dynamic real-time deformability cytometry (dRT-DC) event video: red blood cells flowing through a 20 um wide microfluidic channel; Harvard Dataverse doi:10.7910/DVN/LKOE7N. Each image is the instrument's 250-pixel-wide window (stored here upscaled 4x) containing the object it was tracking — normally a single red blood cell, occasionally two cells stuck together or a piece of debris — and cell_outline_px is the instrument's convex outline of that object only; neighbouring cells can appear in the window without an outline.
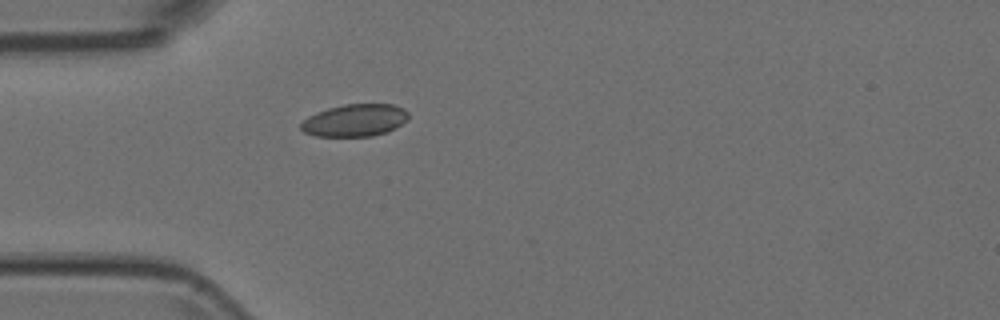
{"species": "Egyptian fruit bat (a non-hibernating species)", "species_latin": "Rousettus aegyptiacus", "temperature_condition": "room temperature", "stored_images_in_passage": 40, "camera_frame_rate_fps": 3000, "um_per_image_px": 0.085, "animal": {"sex": "female"}, "frame": {"image": 1, "passage_image": 1, "time_ms": 0.0, "image_size_px": [1000, 320], "cell_outline_px": [[408, 120], [388, 132], [372, 136], [316, 136], [304, 132], [300, 128], [300, 124], [308, 116], [316, 112], [328, 108], [344, 104], [392, 104], [404, 108], [408, 112]], "centroid_in_image_um": [30.17, 10.22], "position_along_channel_um": 54.8, "area_um2": 20.35}}
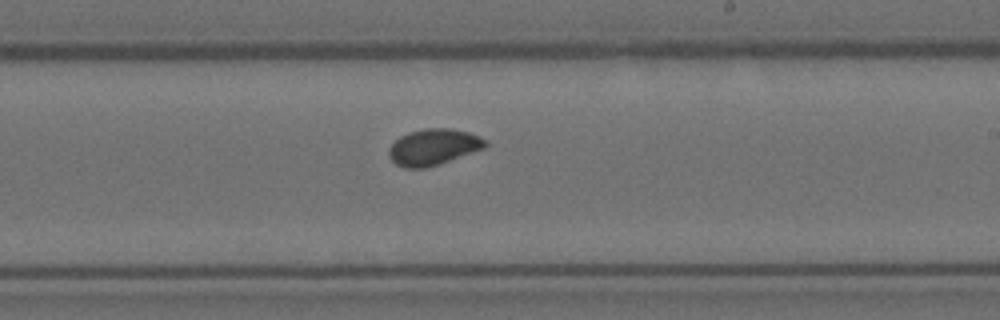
{"frame": {"image": 2, "passage_image": 17, "time_ms": 5.333, "image_size_px": [1000, 320], "cell_outline_px": [[488, 144], [484, 148], [440, 164], [424, 168], [404, 168], [396, 164], [388, 156], [388, 148], [400, 136], [408, 132], [424, 128], [448, 128], [468, 132], [488, 140]], "centroid_in_image_um": [36.83, 12.49], "position_along_channel_um": 252.2, "area_um2": 20.4}}
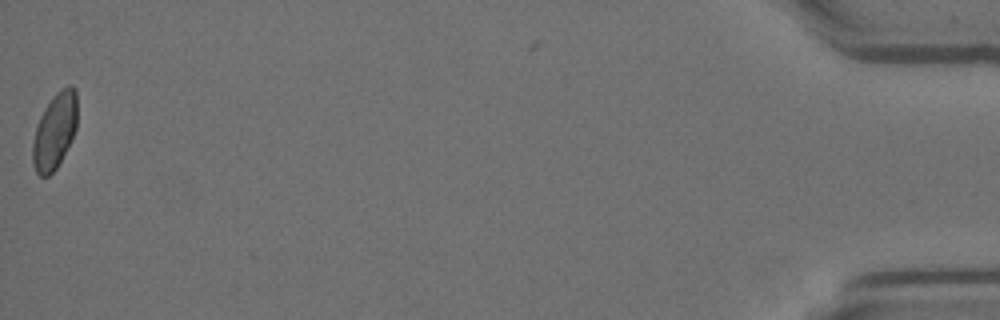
{"frame": {"image": 3, "passage_image": 39, "time_ms": 12.667, "image_size_px": [1000, 320], "cell_outline_px": [[76, 128], [56, 168], [48, 176], [40, 176], [36, 172], [32, 164], [32, 144], [36, 124], [44, 108], [52, 96], [60, 88], [68, 84], [72, 84], [76, 88]], "centroid_in_image_um": [4.62, 11.08], "position_along_channel_um": 430.6, "area_um2": 19.71}}